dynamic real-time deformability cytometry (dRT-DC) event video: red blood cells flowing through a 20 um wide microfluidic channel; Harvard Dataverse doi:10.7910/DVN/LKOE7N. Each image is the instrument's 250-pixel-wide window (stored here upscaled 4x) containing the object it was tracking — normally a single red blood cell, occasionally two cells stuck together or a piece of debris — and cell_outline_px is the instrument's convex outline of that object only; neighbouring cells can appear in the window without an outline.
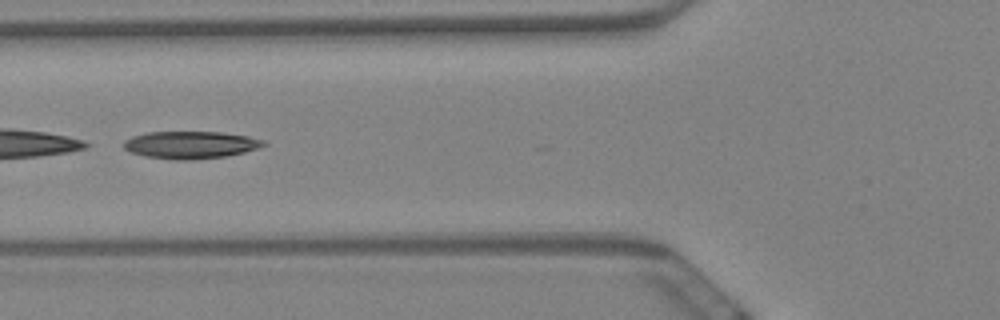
{"species": "Egyptian fruit bat (a non-hibernating species)", "species_latin": "Rousettus aegyptiacus", "temperature_condition": "warm", "stored_images_in_passage": 8, "camera_frame_rate_fps": 3000, "um_per_image_px": 0.085, "animal": {"sex": "female"}, "frame": {"image": 1, "passage_image": 4, "time_ms": 1.0, "image_size_px": [1000, 320], "cell_outline_px": [[268, 144], [244, 152], [228, 156], [192, 160], [176, 160], [144, 156], [132, 152], [124, 148], [124, 140], [132, 136], [148, 132], [220, 132], [248, 136], [264, 140]], "centroid_in_image_um": [16.2, 12.31], "position_along_channel_um": 109.6, "area_um2": 22.31}}